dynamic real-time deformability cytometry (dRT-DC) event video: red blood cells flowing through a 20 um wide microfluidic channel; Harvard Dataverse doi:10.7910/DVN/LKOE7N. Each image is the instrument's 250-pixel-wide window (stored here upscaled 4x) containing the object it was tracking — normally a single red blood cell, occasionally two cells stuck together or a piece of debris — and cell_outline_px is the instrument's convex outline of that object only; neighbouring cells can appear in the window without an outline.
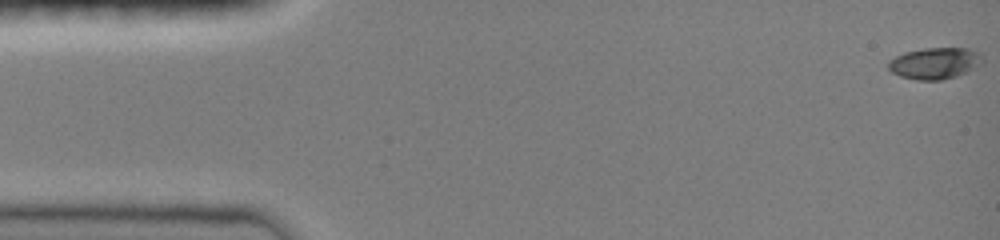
{"species": "common noctule bat (a hibernating species)", "species_latin": "Nyctalus noctula", "temperature_condition": "room temperature", "stored_images_in_passage": 45, "camera_frame_rate_fps": 3000, "um_per_image_px": 0.085, "animal": {"sex": "female", "body_mass_g": 19.0, "forearm_length_mm": 51.5}, "frame": {"image": 1, "passage_image": 1, "time_ms": 0.0, "image_size_px": [1000, 240], "cell_outline_px": [[984, 64], [956, 76], [940, 80], [916, 80], [900, 76], [892, 72], [888, 68], [888, 60], [904, 52], [924, 48], [968, 48], [980, 52], [984, 60]], "centroid_in_image_um": [79.48, 5.37], "position_along_channel_um": 5.5, "area_um2": 17.46}}
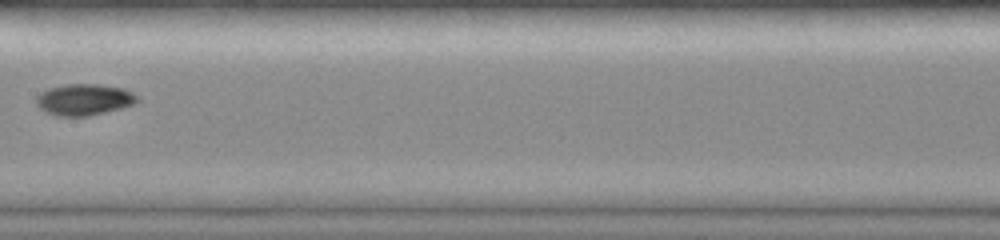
{"frame": {"image": 2, "passage_image": 23, "time_ms": 8.0, "image_size_px": [1000, 240], "cell_outline_px": [[140, 100], [136, 104], [88, 116], [56, 116], [44, 112], [36, 104], [36, 96], [40, 92], [48, 88], [64, 84], [100, 84], [124, 88], [132, 92]], "centroid_in_image_um": [7.13, 8.46], "position_along_channel_um": 200.3, "area_um2": 18.67}}
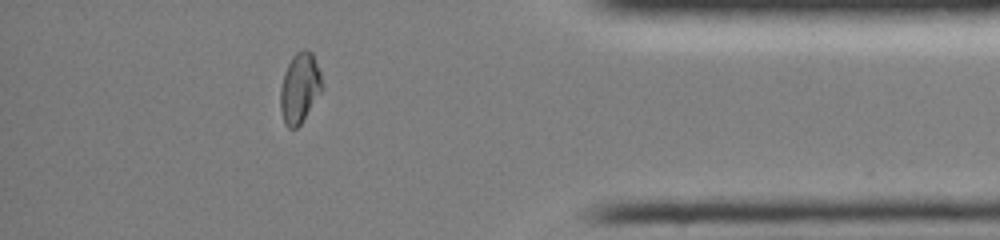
{"frame": {"image": 3, "passage_image": 39, "time_ms": 13.667, "image_size_px": [1000, 240], "cell_outline_px": [[320, 92], [300, 124], [296, 128], [288, 128], [284, 124], [280, 112], [280, 88], [284, 72], [292, 56], [296, 52], [304, 48], [312, 52], [320, 72]], "centroid_in_image_um": [25.42, 7.46], "position_along_channel_um": 409.8, "area_um2": 16.76}, "authors_computed_cell_mechanics": {"area_um2": 17.1666, "velocity_mm_per_s": 4.0513, "shape_relaxation_time_tau1_ms": 5.1203, "shape_relaxation_time_tau2_ms": null, "deformation_change_tau1": 0.2055, "deformation_change_tau2": null}}